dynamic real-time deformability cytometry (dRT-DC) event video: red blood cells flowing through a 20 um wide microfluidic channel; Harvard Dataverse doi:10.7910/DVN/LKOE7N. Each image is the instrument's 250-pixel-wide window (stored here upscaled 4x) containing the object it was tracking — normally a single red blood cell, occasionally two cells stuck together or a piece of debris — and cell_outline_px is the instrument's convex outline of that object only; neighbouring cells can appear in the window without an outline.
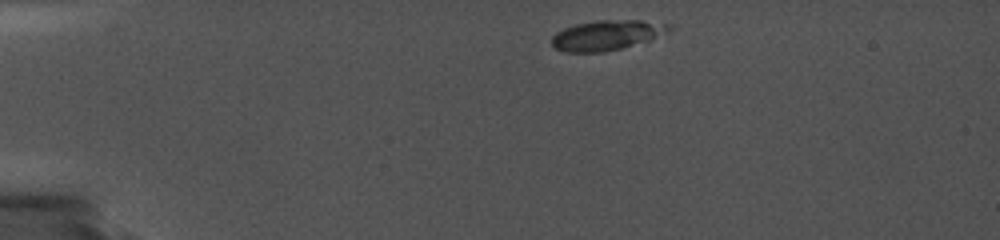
{"species": "common noctule bat (a hibernating species)", "species_latin": "Nyctalus noctula", "temperature_condition": "cold", "stored_images_in_passage": 11, "camera_frame_rate_fps": 5000, "um_per_image_px": 0.085, "animal": {"sex": "female", "body_mass_g": 19.0, "forearm_length_mm": 56.7}, "frame": {"image": 1, "passage_image": 1, "time_ms": 0.0, "image_size_px": [1000, 240], "cell_outline_px": [[672, 28], [668, 32], [648, 40], [620, 48], [604, 52], [564, 52], [556, 48], [552, 44], [552, 36], [556, 32], [564, 28], [576, 24], [600, 20], [640, 20], [668, 24]], "centroid_in_image_um": [51.55, 2.99], "position_along_channel_um": 33.5, "area_um2": 20.23}}
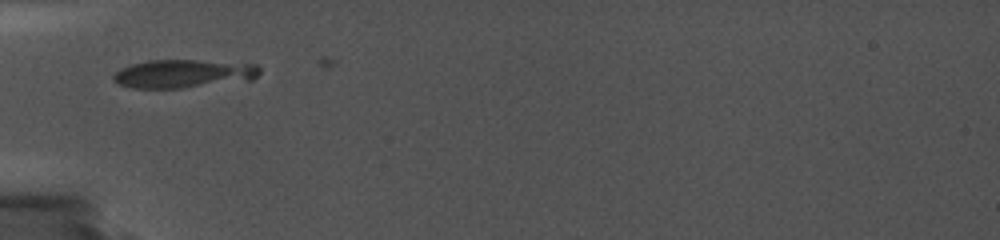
{"frame": {"image": 2, "passage_image": 5, "time_ms": 2.8, "image_size_px": [1000, 240], "cell_outline_px": [[260, 72], [252, 80], [184, 88], [132, 88], [120, 84], [112, 80], [112, 76], [120, 68], [132, 64], [148, 60], [196, 60], [256, 64], [260, 68]], "centroid_in_image_um": [15.59, 6.27], "position_along_channel_um": 69.4, "area_um2": 24.28}}